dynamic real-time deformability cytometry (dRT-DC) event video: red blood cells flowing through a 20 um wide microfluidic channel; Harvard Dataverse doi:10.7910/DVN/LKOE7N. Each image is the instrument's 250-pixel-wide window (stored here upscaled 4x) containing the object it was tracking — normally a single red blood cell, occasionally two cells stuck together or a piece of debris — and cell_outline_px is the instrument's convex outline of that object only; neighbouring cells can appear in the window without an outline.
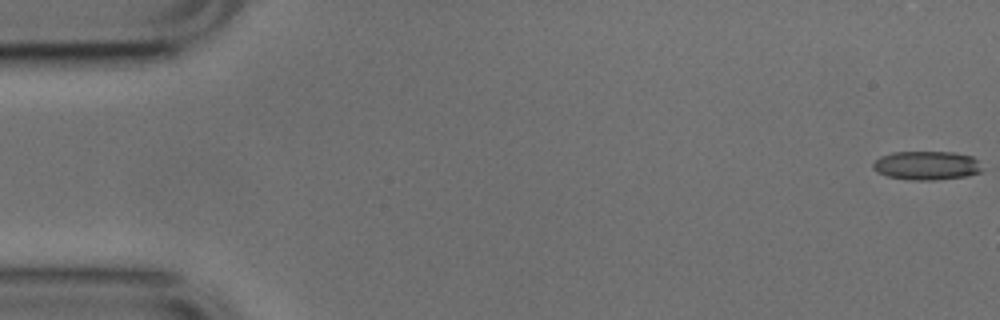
{"species": "common noctule bat (a hibernating species)", "species_latin": "Nyctalus noctula", "temperature_condition": "cold", "stored_images_in_passage": 7, "camera_frame_rate_fps": 3000, "um_per_image_px": 0.085, "animal": {"sex": "male", "body_mass_g": 17.9, "forearm_length_mm": 54.2}, "frame": {"image": 1, "passage_image": 1, "time_ms": 0.0, "image_size_px": [1000, 320], "cell_outline_px": [[980, 172], [968, 176], [932, 180], [912, 180], [888, 176], [872, 168], [872, 164], [880, 156], [892, 152], [956, 152], [972, 156], [976, 160], [980, 168]], "centroid_in_image_um": [78.75, 14.06], "position_along_channel_um": 6.3, "area_um2": 18.15}}